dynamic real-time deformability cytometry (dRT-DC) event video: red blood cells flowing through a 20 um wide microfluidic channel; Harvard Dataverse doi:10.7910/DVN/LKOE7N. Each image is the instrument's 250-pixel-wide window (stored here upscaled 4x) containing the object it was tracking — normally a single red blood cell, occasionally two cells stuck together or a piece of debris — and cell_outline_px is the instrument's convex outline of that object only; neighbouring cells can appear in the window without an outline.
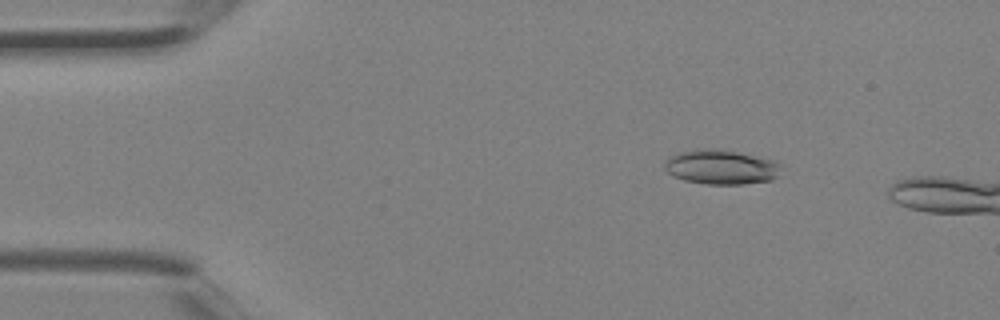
{"species": "Egyptian fruit bat (a non-hibernating species)", "species_latin": "Rousettus aegyptiacus", "temperature_condition": "room temperature", "stored_images_in_passage": 4, "camera_frame_rate_fps": 3000, "um_per_image_px": 0.085, "animal": {"sex": "female"}, "frame": {"image": 1, "passage_image": 2, "time_ms": 0.333, "image_size_px": [1000, 320], "cell_outline_px": [[780, 164], [776, 176], [772, 180], [744, 184], [708, 184], [684, 180], [668, 172], [664, 168], [664, 160], [668, 156], [680, 152], [704, 148], [712, 148], [736, 152], [772, 160]], "centroid_in_image_um": [61.23, 14.2], "position_along_channel_um": 23.8, "area_um2": 23.12}}